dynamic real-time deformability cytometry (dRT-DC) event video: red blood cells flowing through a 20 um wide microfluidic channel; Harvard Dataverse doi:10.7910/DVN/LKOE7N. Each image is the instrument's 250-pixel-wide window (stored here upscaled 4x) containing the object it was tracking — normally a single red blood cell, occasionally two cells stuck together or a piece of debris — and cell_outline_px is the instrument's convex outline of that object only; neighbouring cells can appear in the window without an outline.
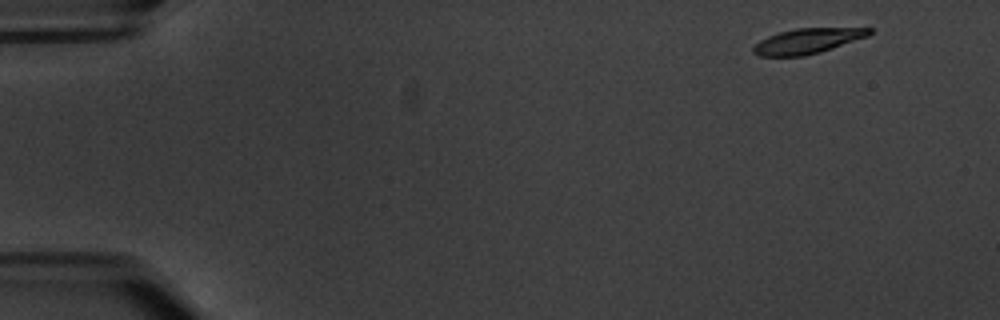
{"species": "common noctule bat (a hibernating species)", "species_latin": "Nyctalus noctula", "temperature_condition": "warm", "stored_images_in_passage": 5, "camera_frame_rate_fps": 3000, "um_per_image_px": 0.085, "animal": {"sex": "male", "body_mass_g": 20.1, "forearm_length_mm": 53.5}, "frame": {"image": 1, "passage_image": 1, "time_ms": 0.0, "image_size_px": [1000, 320], "cell_outline_px": [[872, 32], [868, 36], [820, 52], [804, 56], [760, 56], [752, 52], [752, 48], [760, 40], [768, 36], [780, 32], [796, 28], [872, 28]], "centroid_in_image_um": [68.62, 3.49], "position_along_channel_um": 16.4, "area_um2": 16.88}}
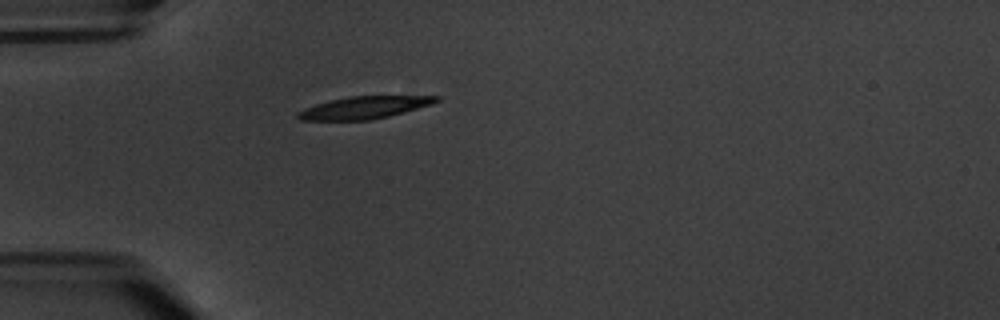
{"frame": {"image": 2, "passage_image": 4, "time_ms": 4.333, "image_size_px": [1000, 320], "cell_outline_px": [[440, 100], [432, 104], [388, 116], [368, 120], [300, 120], [296, 116], [296, 112], [304, 108], [328, 100], [348, 96], [440, 96]], "centroid_in_image_um": [30.91, 9.14], "position_along_channel_um": 54.1, "area_um2": 17.92}}